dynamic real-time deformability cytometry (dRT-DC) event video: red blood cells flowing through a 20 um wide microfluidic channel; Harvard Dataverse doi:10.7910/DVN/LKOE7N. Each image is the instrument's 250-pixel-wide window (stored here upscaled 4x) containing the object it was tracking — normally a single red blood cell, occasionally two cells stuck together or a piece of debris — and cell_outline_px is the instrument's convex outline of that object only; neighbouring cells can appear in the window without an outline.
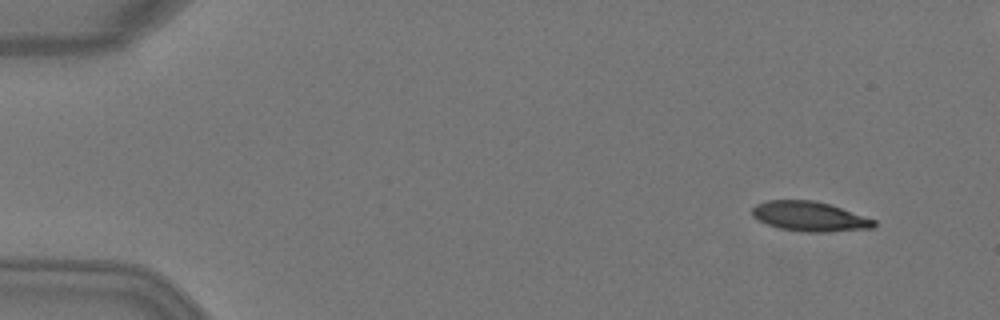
{"species": "Egyptian fruit bat (a non-hibernating species)", "species_latin": "Rousettus aegyptiacus", "temperature_condition": "warm", "stored_images_in_passage": 5, "camera_frame_rate_fps": 3000, "um_per_image_px": 0.085, "animal": {"sex": "female"}, "frame": {"image": 1, "passage_image": 2, "time_ms": 0.333, "image_size_px": [1000, 320], "cell_outline_px": [[876, 224], [872, 228], [824, 232], [808, 232], [780, 228], [768, 224], [752, 216], [752, 208], [756, 204], [768, 200], [816, 200], [876, 220]], "centroid_in_image_um": [68.8, 18.39], "position_along_channel_um": 16.2, "area_um2": 20.81}}